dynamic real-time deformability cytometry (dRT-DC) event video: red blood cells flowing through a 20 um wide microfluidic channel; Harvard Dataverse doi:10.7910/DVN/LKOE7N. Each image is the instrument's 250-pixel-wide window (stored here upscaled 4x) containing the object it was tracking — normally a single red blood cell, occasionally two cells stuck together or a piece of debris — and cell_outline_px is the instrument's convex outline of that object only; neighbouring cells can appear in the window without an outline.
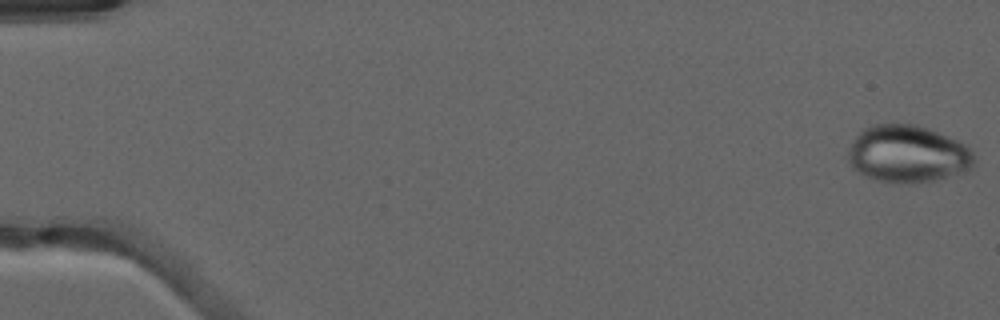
{"species": "common noctule bat (a hibernating species)", "species_latin": "Nyctalus noctula", "temperature_condition": "warm", "stored_images_in_passage": 51, "camera_frame_rate_fps": 3000, "um_per_image_px": 0.085, "animal": {"sex": "male", "forearm_length_mm": 52.5}, "frame": {"image": 1, "passage_image": 1, "time_ms": 0.0, "image_size_px": [1000, 320], "cell_outline_px": [[976, 160], [972, 168], [964, 172], [936, 180], [916, 184], [892, 184], [872, 180], [864, 176], [852, 168], [848, 160], [848, 148], [852, 140], [864, 128], [872, 124], [916, 124], [928, 128], [956, 140], [964, 144], [976, 156]], "centroid_in_image_um": [77.13, 13.12], "position_along_channel_um": 7.9, "area_um2": 42.89}}
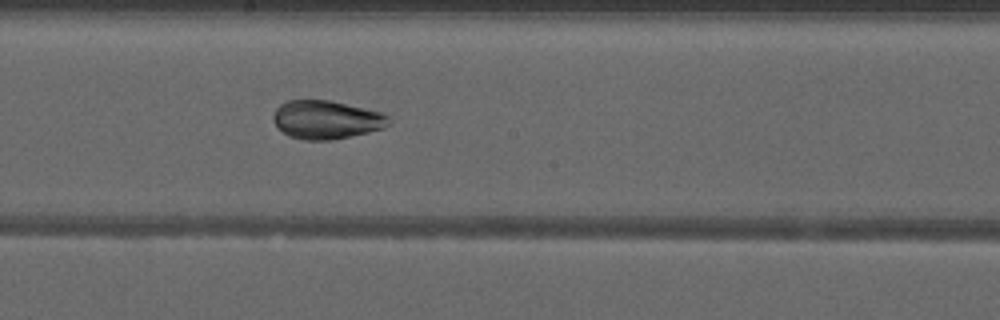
{"frame": {"image": 2, "passage_image": 29, "time_ms": 9.333, "image_size_px": [1000, 320], "cell_outline_px": [[388, 124], [384, 128], [352, 136], [332, 140], [304, 140], [288, 136], [276, 124], [272, 116], [276, 108], [280, 104], [288, 100], [332, 100], [384, 112], [388, 116]], "centroid_in_image_um": [27.76, 10.16], "position_along_channel_um": 220.4, "area_um2": 26.01}}
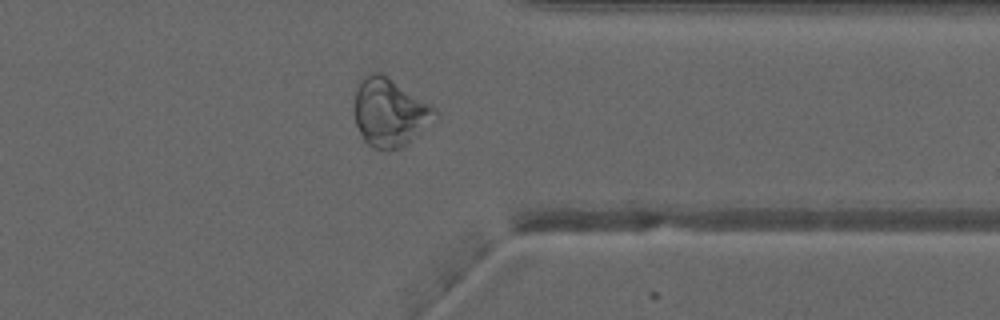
{"frame": {"image": 3, "passage_image": 41, "time_ms": 13.333, "image_size_px": [1000, 320], "cell_outline_px": [[440, 112], [400, 148], [384, 152], [372, 148], [364, 140], [356, 124], [356, 84], [368, 72], [380, 72], [432, 104]], "centroid_in_image_um": [33.1, 9.54], "position_along_channel_um": 378.3, "area_um2": 31.56}}